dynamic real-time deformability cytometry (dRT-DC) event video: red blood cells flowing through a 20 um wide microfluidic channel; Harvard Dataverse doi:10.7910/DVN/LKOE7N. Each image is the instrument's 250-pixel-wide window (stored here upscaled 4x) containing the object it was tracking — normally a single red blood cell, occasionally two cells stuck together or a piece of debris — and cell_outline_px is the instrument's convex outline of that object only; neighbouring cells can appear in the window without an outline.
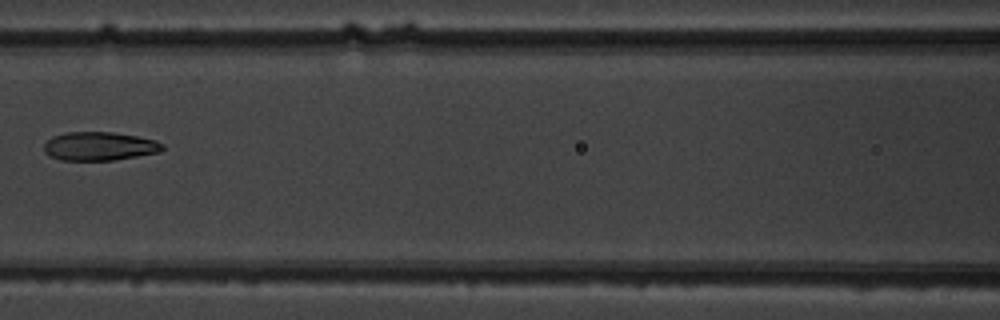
{"species": "common noctule bat (a hibernating species)", "species_latin": "Nyctalus noctula", "temperature_condition": "warm", "stored_images_in_passage": 8, "camera_frame_rate_fps": 3000, "um_per_image_px": 0.085, "animal": {"sex": "male", "body_mass_g": 19.5, "forearm_length_mm": 54.6}, "frame": {"image": 1, "passage_image": 7, "time_ms": 7.667, "image_size_px": [1000, 320], "cell_outline_px": [[164, 148], [160, 152], [116, 160], [60, 160], [48, 156], [44, 152], [44, 144], [52, 136], [64, 132], [112, 132], [136, 136], [156, 140], [164, 144]], "centroid_in_image_um": [8.44, 12.43], "position_along_channel_um": 158.2, "area_um2": 19.94}}
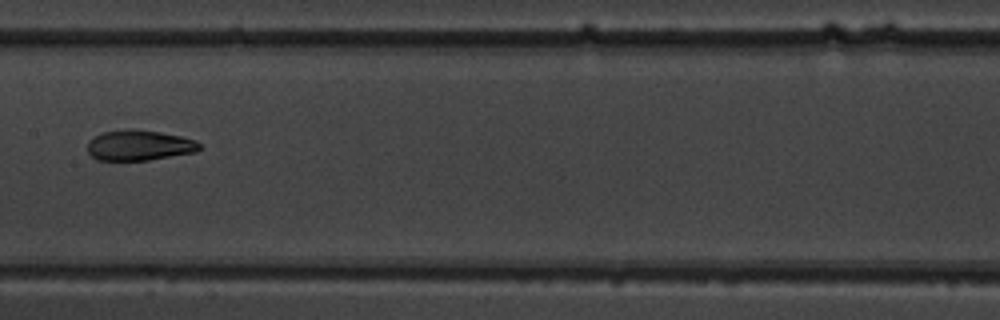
{"frame": {"image": 2, "passage_image": 8, "time_ms": 8.667, "image_size_px": [1000, 320], "cell_outline_px": [[200, 148], [196, 152], [148, 160], [96, 160], [88, 152], [88, 140], [104, 132], [132, 128], [160, 132], [180, 136], [196, 140], [200, 144]], "centroid_in_image_um": [11.83, 12.35], "position_along_channel_um": 195.6, "area_um2": 19.83}}